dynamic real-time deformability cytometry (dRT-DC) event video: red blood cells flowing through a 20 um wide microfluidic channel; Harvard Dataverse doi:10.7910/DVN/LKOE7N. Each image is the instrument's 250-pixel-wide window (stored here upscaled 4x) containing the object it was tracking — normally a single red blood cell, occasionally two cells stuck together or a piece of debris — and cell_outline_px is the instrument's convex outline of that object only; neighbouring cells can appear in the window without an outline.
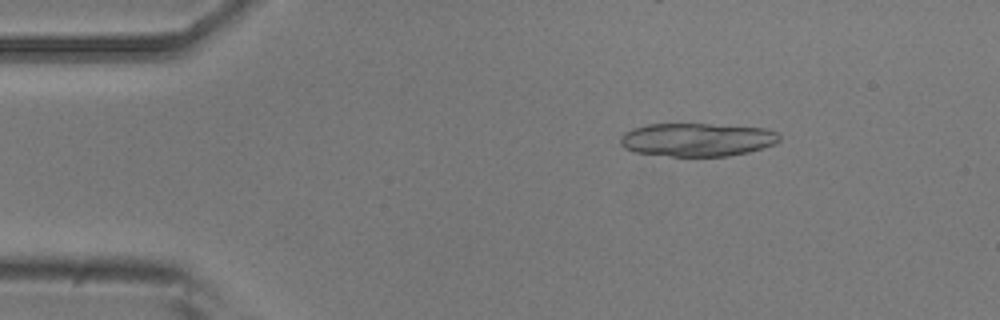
{"species": "common noctule bat (a hibernating species)", "species_latin": "Nyctalus noctula", "temperature_condition": "room temperature", "stored_images_in_passage": 17, "camera_frame_rate_fps": 3000, "um_per_image_px": 0.085, "animal": {"sex": "male", "body_mass_g": 20.5, "forearm_length_mm": 52.5}, "frame": {"image": 1, "passage_image": 7, "time_ms": 2.0, "image_size_px": [1000, 320], "cell_outline_px": [[780, 140], [776, 144], [748, 152], [728, 156], [672, 156], [636, 152], [624, 148], [620, 144], [620, 136], [624, 132], [648, 124], [708, 124], [768, 128], [776, 132], [780, 136]], "centroid_in_image_um": [59.28, 11.87], "position_along_channel_um": 25.7, "area_um2": 30.87}}